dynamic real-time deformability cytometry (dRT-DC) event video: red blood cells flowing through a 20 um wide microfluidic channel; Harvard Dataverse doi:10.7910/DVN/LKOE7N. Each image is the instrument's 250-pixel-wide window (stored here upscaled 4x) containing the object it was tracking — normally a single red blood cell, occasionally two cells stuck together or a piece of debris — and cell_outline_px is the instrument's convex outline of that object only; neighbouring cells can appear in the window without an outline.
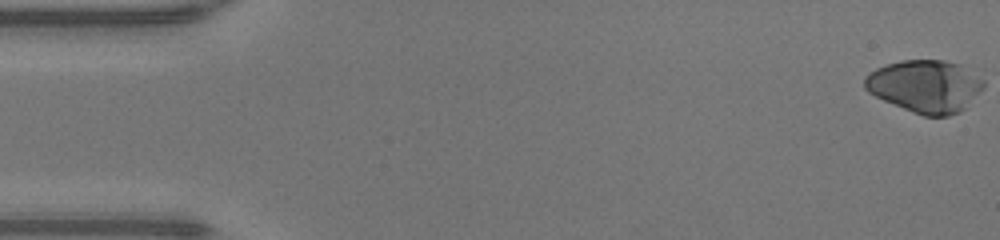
{"species": "human", "species_latin": "Homo sapiens", "temperature_condition": "warm", "stored_images_in_passage": 43, "camera_frame_rate_fps": 3000, "um_per_image_px": 0.085, "donor": {"sex": "male"}, "frame": {"image": 1, "passage_image": 1, "time_ms": 0.0, "image_size_px": [1000, 240], "cell_outline_px": [[984, 88], [960, 112], [948, 116], [924, 116], [912, 112], [884, 100], [868, 92], [864, 88], [864, 76], [868, 72], [876, 68], [900, 60], [944, 60], [960, 64], [984, 80]], "centroid_in_image_um": [78.63, 7.32], "position_along_channel_um": 6.4, "area_um2": 36.36}}
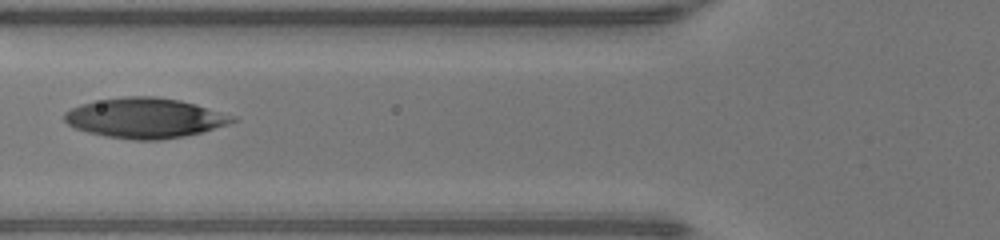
{"frame": {"image": 2, "passage_image": 19, "time_ms": 6.0, "image_size_px": [1000, 240], "cell_outline_px": [[236, 120], [228, 124], [200, 132], [184, 136], [160, 140], [132, 140], [108, 136], [88, 132], [76, 128], [68, 124], [64, 120], [64, 112], [80, 104], [124, 96], [156, 96], [180, 100], [196, 104], [236, 116]], "centroid_in_image_um": [12.33, 10.02], "position_along_channel_um": 113.5, "area_um2": 39.02}}
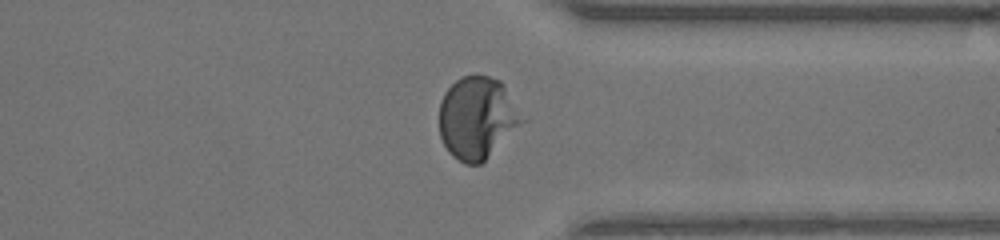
{"frame": {"image": 3, "passage_image": 37, "time_ms": 12.0, "image_size_px": [1000, 240], "cell_outline_px": [[528, 120], [480, 164], [464, 164], [452, 156], [448, 152], [440, 136], [440, 100], [444, 92], [456, 80], [464, 76], [476, 72], [500, 80], [504, 84]], "centroid_in_image_um": [40.61, 9.99], "position_along_channel_um": 370.8, "area_um2": 40.46}, "authors_computed_cell_mechanics": {"area_um2": 37.859, "velocity_mm_per_s": 4.342, "shape_relaxation_time_tau1_ms": 5.9816, "shape_relaxation_time_tau2_ms": null, "deformation_change_tau1": 0.3305, "deformation_change_tau2": null}}